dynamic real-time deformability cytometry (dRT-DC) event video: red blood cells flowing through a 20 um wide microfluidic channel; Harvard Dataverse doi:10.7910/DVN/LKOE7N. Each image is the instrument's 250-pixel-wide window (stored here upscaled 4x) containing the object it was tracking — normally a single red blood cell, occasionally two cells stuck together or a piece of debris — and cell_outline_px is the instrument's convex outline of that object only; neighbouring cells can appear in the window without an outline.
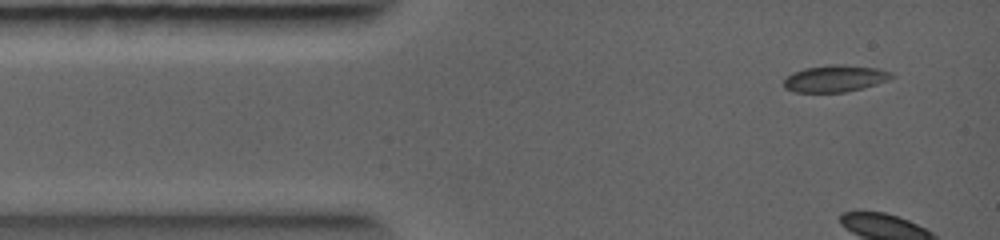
{"species": "common noctule bat (a hibernating species)", "species_latin": "Nyctalus noctula", "temperature_condition": "warm", "stored_images_in_passage": 7, "camera_frame_rate_fps": 5000, "um_per_image_px": 0.085, "animal": {"sex": "female", "body_mass_g": 19.0, "forearm_length_mm": 56.7}, "frame": {"image": 1, "passage_image": 1, "time_ms": 0.0, "image_size_px": [1000, 240], "cell_outline_px": [[896, 76], [888, 80], [876, 84], [844, 92], [796, 92], [784, 88], [784, 80], [792, 72], [804, 68], [832, 64], [840, 64], [876, 68], [892, 72]], "centroid_in_image_um": [70.98, 6.66], "position_along_channel_um": 14.0, "area_um2": 16.76}}
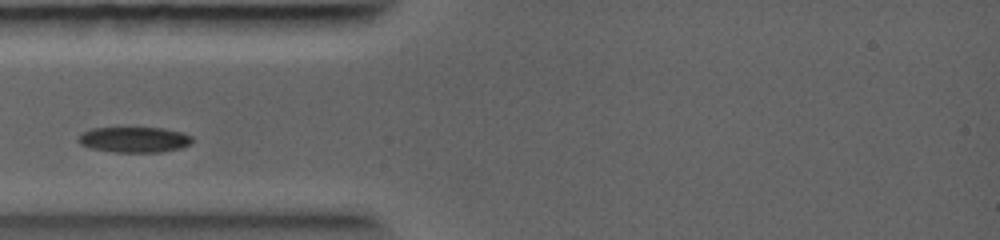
{"frame": {"image": 2, "passage_image": 5, "time_ms": 2.2, "image_size_px": [1000, 240], "cell_outline_px": [[192, 140], [188, 144], [180, 148], [160, 152], [112, 152], [92, 148], [80, 144], [76, 140], [80, 132], [92, 128], [164, 128], [180, 132], [192, 136]], "centroid_in_image_um": [11.35, 11.86], "position_along_channel_um": 73.7, "area_um2": 16.94}}